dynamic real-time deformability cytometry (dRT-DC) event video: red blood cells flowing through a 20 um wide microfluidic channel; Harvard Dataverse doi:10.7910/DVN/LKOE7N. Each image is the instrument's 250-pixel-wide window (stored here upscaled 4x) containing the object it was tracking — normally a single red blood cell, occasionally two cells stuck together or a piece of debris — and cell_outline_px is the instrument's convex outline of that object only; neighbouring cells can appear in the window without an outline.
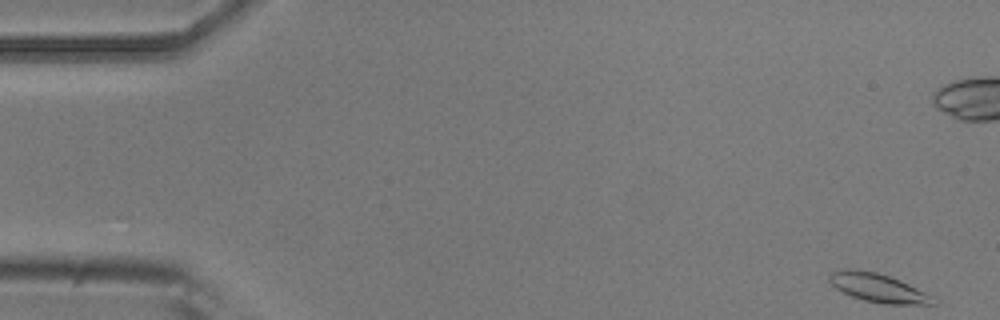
{"species": "common noctule bat (a hibernating species)", "species_latin": "Nyctalus noctula", "temperature_condition": "room temperature", "stored_images_in_passage": 51, "camera_frame_rate_fps": 3000, "um_per_image_px": 0.085, "animal": {"sex": "male", "body_mass_g": 20.5, "forearm_length_mm": 52.5}, "frame": {"image": 1, "passage_image": 1, "time_ms": 0.0, "image_size_px": [1000, 320], "cell_outline_px": [[936, 304], [884, 304], [864, 300], [852, 296], [836, 288], [828, 280], [828, 276], [832, 272], [848, 268], [876, 272], [900, 280], [932, 296]], "centroid_in_image_um": [74.61, 24.46], "position_along_channel_um": 10.4, "area_um2": 16.99}}
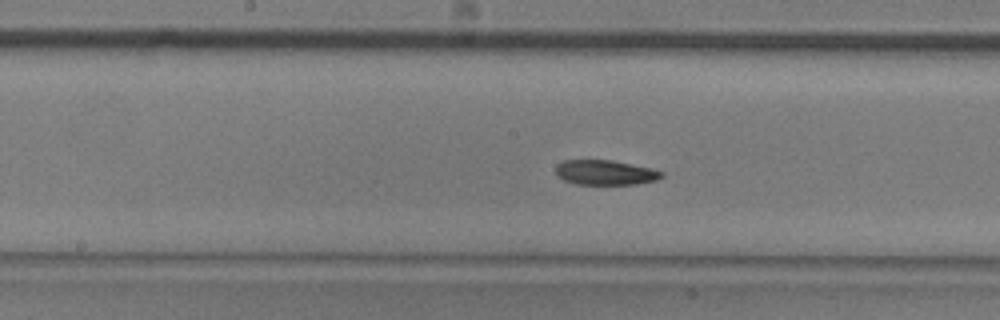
{"frame": {"image": 2, "passage_image": 25, "time_ms": 8.0, "image_size_px": [1000, 320], "cell_outline_px": [[664, 176], [656, 180], [636, 184], [576, 184], [564, 180], [556, 176], [556, 164], [564, 160], [612, 160], [652, 168], [664, 172]], "centroid_in_image_um": [51.45, 14.66], "position_along_channel_um": 196.8, "area_um2": 15.43}}
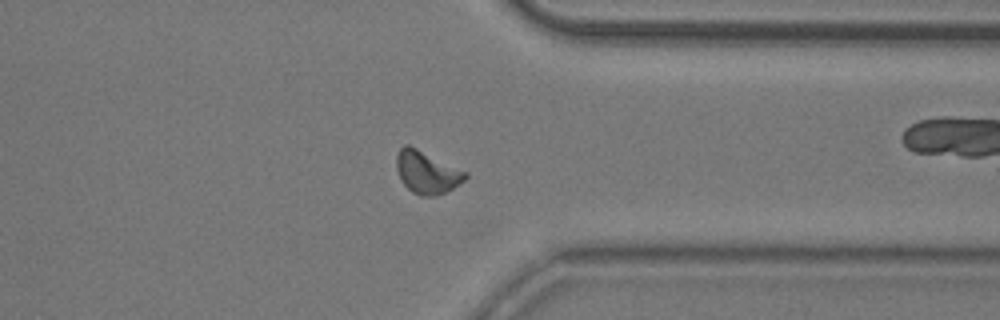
{"frame": {"image": 3, "passage_image": 39, "time_ms": 12.667, "image_size_px": [1000, 320], "cell_outline_px": [[468, 176], [464, 180], [452, 188], [436, 196], [420, 196], [412, 192], [404, 184], [396, 168], [396, 156], [400, 148], [404, 144], [408, 144], [468, 172]], "centroid_in_image_um": [36.28, 14.63], "position_along_channel_um": 375.1, "area_um2": 16.94}, "authors_computed_cell_mechanics": {"area_um2": 16.184, "velocity_mm_per_s": 3.9178, "shape_relaxation_time_tau1_ms": null, "shape_relaxation_time_tau2_ms": 3.2609, "deformation_change_tau1": null, "deformation_change_tau2": 0.0895}}